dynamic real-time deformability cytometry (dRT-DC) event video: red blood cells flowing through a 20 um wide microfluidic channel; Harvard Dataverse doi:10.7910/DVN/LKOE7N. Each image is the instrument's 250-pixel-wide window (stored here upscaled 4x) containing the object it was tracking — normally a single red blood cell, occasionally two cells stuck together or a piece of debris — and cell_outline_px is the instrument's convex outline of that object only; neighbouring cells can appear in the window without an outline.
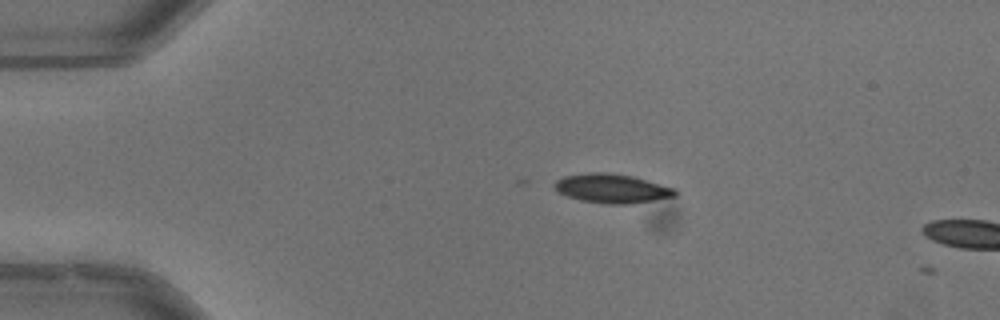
{"species": "common noctule bat (a hibernating species)", "species_latin": "Nyctalus noctula", "temperature_condition": "warm", "stored_images_in_passage": 4, "camera_frame_rate_fps": 3000, "um_per_image_px": 0.085, "animal": {"sex": "male", "body_mass_g": 13.3}, "frame": {"image": 1, "passage_image": 1, "time_ms": 0.0, "image_size_px": [1000, 320], "cell_outline_px": [[676, 196], [628, 204], [608, 204], [580, 200], [556, 192], [556, 180], [564, 176], [592, 172], [604, 172], [632, 176], [676, 188]], "centroid_in_image_um": [52.02, 16.02], "position_along_channel_um": 33.0, "area_um2": 20.23}}